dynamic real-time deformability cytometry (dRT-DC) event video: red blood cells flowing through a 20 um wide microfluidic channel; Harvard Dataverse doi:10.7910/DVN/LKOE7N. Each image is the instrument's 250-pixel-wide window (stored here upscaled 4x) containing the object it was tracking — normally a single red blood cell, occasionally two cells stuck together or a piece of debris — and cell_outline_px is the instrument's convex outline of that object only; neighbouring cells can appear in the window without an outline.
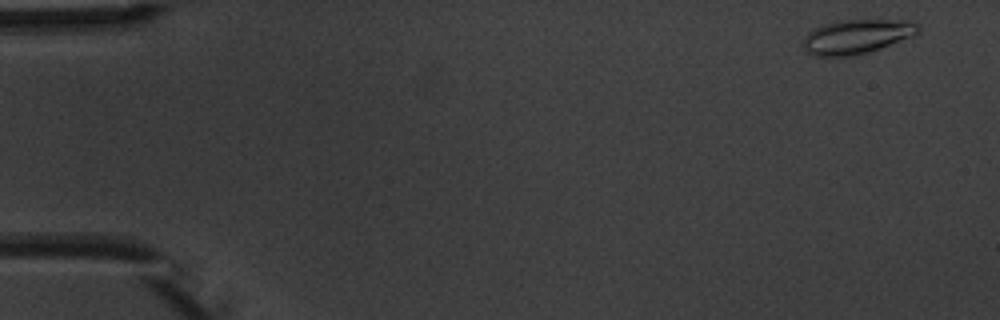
{"species": "common noctule bat (a hibernating species)", "species_latin": "Nyctalus noctula", "temperature_condition": "warm", "stored_images_in_passage": 5, "camera_frame_rate_fps": 3000, "um_per_image_px": 0.085, "animal": {"sex": "male", "body_mass_g": 20.1, "forearm_length_mm": 53.5}, "frame": {"image": 1, "passage_image": 1, "time_ms": 0.0, "image_size_px": [1000, 320], "cell_outline_px": [[920, 28], [912, 36], [880, 48], [868, 52], [852, 56], [816, 56], [808, 52], [804, 48], [804, 36], [808, 32], [824, 24], [836, 20], [912, 20], [920, 24]], "centroid_in_image_um": [72.83, 3.09], "position_along_channel_um": 12.2, "area_um2": 22.89}}